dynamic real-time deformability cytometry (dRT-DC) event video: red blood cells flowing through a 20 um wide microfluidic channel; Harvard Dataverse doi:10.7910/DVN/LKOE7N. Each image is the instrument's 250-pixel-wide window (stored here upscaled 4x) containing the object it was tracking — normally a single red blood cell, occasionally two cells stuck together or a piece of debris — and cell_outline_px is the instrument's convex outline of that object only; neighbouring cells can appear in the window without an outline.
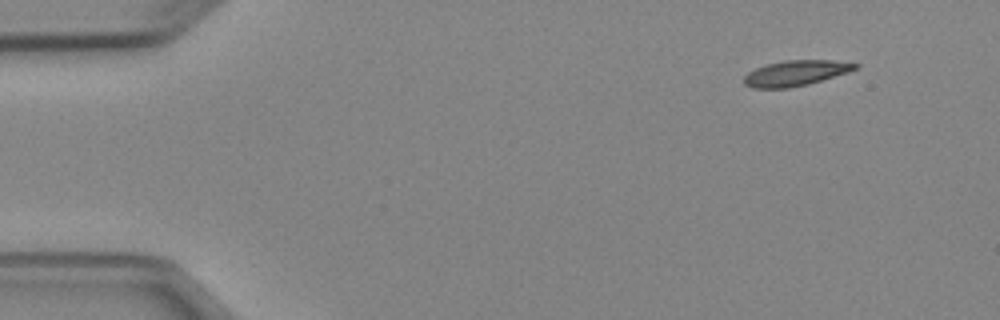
{"species": "Egyptian fruit bat (a non-hibernating species)", "species_latin": "Rousettus aegyptiacus", "temperature_condition": "cold", "stored_images_in_passage": 47, "camera_frame_rate_fps": 3000, "um_per_image_px": 0.085, "animal": {"sex": "female"}, "frame": {"image": 1, "passage_image": 1, "time_ms": 0.0, "image_size_px": [1000, 320], "cell_outline_px": [[860, 64], [856, 68], [848, 72], [808, 84], [788, 88], [752, 88], [744, 84], [744, 76], [748, 72], [756, 68], [768, 64], [784, 60], [832, 60]], "centroid_in_image_um": [67.61, 6.21], "position_along_channel_um": 17.4, "area_um2": 16.36}}
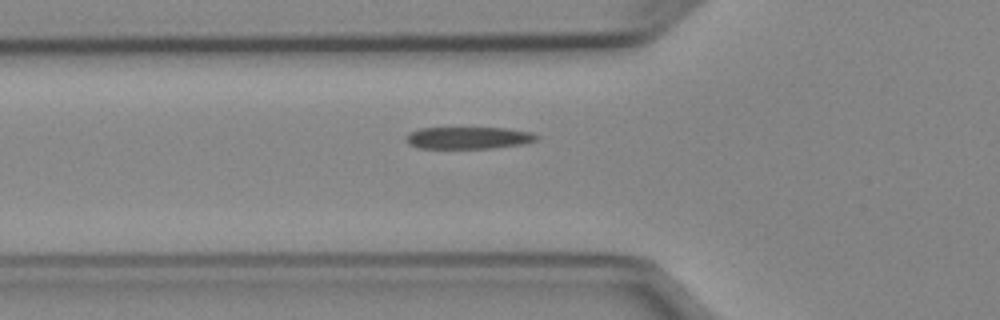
{"frame": {"image": 2, "passage_image": 14, "time_ms": 4.333, "image_size_px": [1000, 320], "cell_outline_px": [[540, 140], [524, 144], [492, 148], [420, 148], [408, 144], [404, 140], [404, 136], [408, 132], [420, 128], [504, 128], [532, 132], [540, 136]], "centroid_in_image_um": [39.82, 11.72], "position_along_channel_um": 86.0, "area_um2": 17.05}}
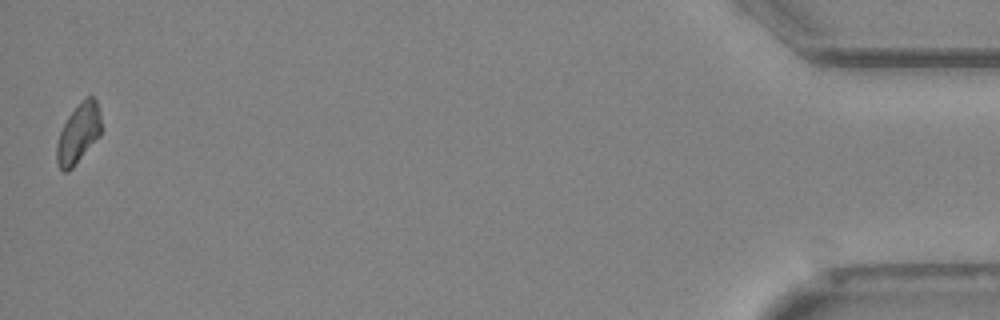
{"frame": {"image": 3, "passage_image": 47, "time_ms": 15.333, "image_size_px": [1000, 320], "cell_outline_px": [[100, 136], [72, 168], [68, 172], [64, 172], [60, 168], [56, 160], [56, 144], [60, 132], [68, 116], [88, 96], [92, 96], [96, 100], [100, 116]], "centroid_in_image_um": [6.65, 11.39], "position_along_channel_um": 428.6, "area_um2": 15.09}}